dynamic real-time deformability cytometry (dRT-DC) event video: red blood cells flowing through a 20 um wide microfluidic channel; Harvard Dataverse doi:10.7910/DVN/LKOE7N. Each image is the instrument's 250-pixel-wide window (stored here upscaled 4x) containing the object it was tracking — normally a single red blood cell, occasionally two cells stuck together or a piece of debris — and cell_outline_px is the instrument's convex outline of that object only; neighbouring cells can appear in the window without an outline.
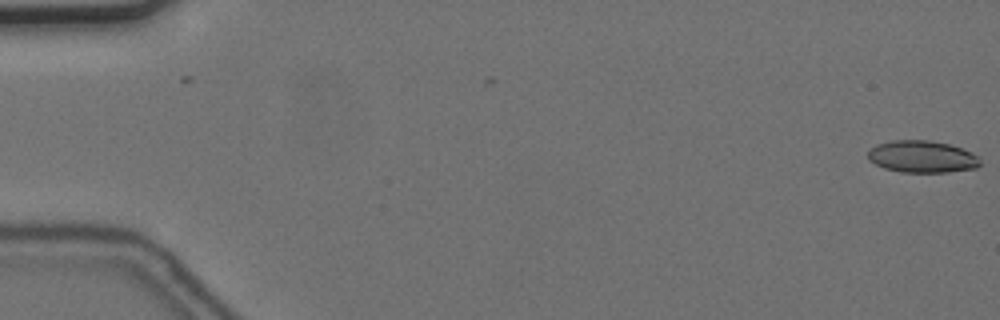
{"species": "common noctule bat (a hibernating species)", "species_latin": "Nyctalus noctula", "temperature_condition": "cold", "stored_images_in_passage": 57, "camera_frame_rate_fps": 3000, "um_per_image_px": 0.085, "animal": {"sex": "female", "body_mass_g": 24.6, "forearm_length_mm": 56.2}, "frame": {"image": 1, "passage_image": 1, "time_ms": 0.0, "image_size_px": [1000, 320], "cell_outline_px": [[980, 164], [976, 168], [948, 172], [900, 172], [884, 168], [868, 160], [868, 152], [876, 144], [892, 140], [928, 140], [948, 144], [972, 152], [980, 156]], "centroid_in_image_um": [78.38, 13.32], "position_along_channel_um": 6.6, "area_um2": 20.98}}
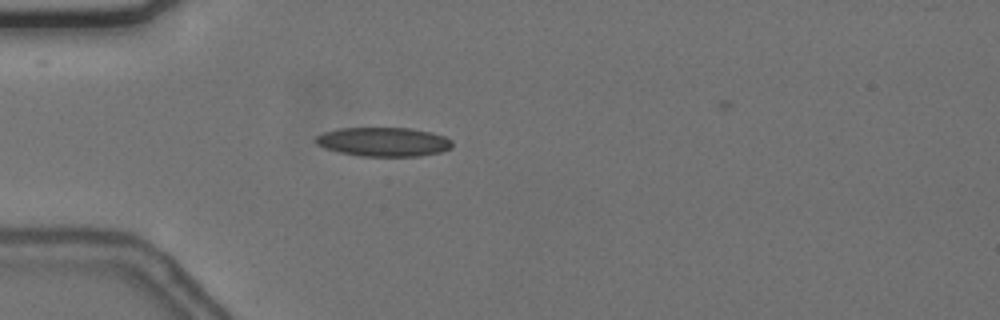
{"frame": {"image": 2, "passage_image": 17, "time_ms": 5.333, "image_size_px": [1000, 320], "cell_outline_px": [[452, 148], [440, 152], [420, 156], [360, 156], [340, 152], [324, 148], [316, 144], [312, 140], [316, 136], [324, 132], [340, 128], [408, 128], [432, 132], [444, 136], [452, 140]], "centroid_in_image_um": [32.59, 12.06], "position_along_channel_um": 52.4, "area_um2": 23.24}}
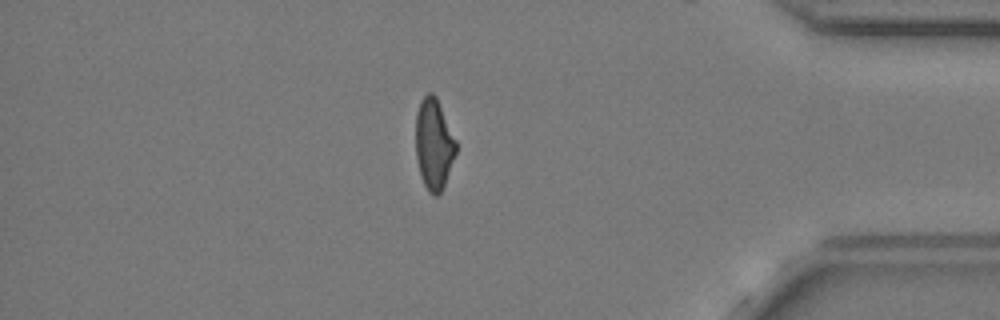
{"frame": {"image": 3, "passage_image": 49, "time_ms": 16.0, "image_size_px": [1000, 320], "cell_outline_px": [[456, 152], [444, 188], [436, 196], [432, 196], [428, 192], [420, 176], [416, 156], [416, 112], [420, 100], [428, 92], [432, 92], [436, 96], [456, 140]], "centroid_in_image_um": [36.87, 12.27], "position_along_channel_um": 398.3, "area_um2": 21.5}, "authors_computed_cell_mechanics": {"area_um2": 21.9062, "velocity_mm_per_s": 3.6564, "shape_relaxation_time_tau1_ms": null, "shape_relaxation_time_tau2_ms": 2.2651, "deformation_change_tau1": null, "deformation_change_tau2": 0.1016}}